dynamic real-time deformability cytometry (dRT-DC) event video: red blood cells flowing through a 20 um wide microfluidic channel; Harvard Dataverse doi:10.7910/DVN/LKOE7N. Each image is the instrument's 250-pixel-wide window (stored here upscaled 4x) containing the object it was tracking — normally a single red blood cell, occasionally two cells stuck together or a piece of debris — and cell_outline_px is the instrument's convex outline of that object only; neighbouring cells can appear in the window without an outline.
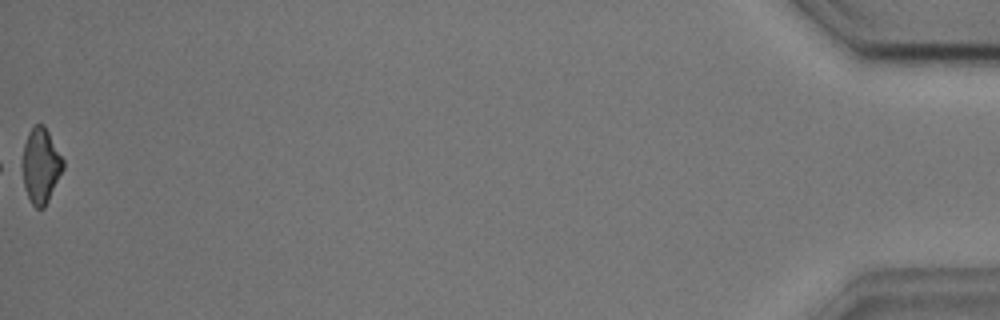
{"species": "common noctule bat (a hibernating species)", "species_latin": "Nyctalus noctula", "temperature_condition": "cold", "stored_images_in_passage": 53, "camera_frame_rate_fps": 3000, "um_per_image_px": 0.085, "animal": {"sex": "male", "body_mass_g": 17.9, "forearm_length_mm": 54.2}, "frame": {"image": 1, "passage_image": 53, "time_ms": 17.333, "image_size_px": [1000, 320], "cell_outline_px": [[64, 168], [44, 208], [36, 208], [32, 204], [24, 188], [16, 164], [28, 132], [36, 124], [44, 124], [64, 160]], "centroid_in_image_um": [3.37, 14.06], "position_along_channel_um": 431.8, "area_um2": 18.73}, "authors_computed_cell_mechanics": {"area_um2": 19.941, "velocity_mm_per_s": 3.6451, "shape_relaxation_time_tau1_ms": 4.7978, "shape_relaxation_time_tau2_ms": null, "deformation_change_tau1": 0.1045, "deformation_change_tau2": null}}